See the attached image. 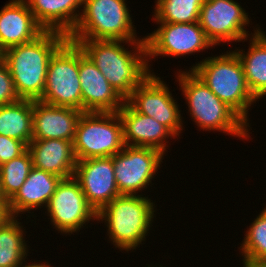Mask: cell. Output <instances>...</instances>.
Listing matches in <instances>:
<instances>
[{"instance_id":"cell-11","label":"cell","mask_w":266,"mask_h":267,"mask_svg":"<svg viewBox=\"0 0 266 267\" xmlns=\"http://www.w3.org/2000/svg\"><path fill=\"white\" fill-rule=\"evenodd\" d=\"M164 156L166 155L160 150L151 147L127 145L119 153L111 156L119 193L121 195H146L142 191L149 187L152 189L154 185L152 181L164 162L162 161Z\"/></svg>"},{"instance_id":"cell-3","label":"cell","mask_w":266,"mask_h":267,"mask_svg":"<svg viewBox=\"0 0 266 267\" xmlns=\"http://www.w3.org/2000/svg\"><path fill=\"white\" fill-rule=\"evenodd\" d=\"M176 81L188 106L191 121L201 131L225 133L248 141L249 126L231 107L220 100L191 70L177 71ZM250 127V128H249ZM248 138V139H247Z\"/></svg>"},{"instance_id":"cell-34","label":"cell","mask_w":266,"mask_h":267,"mask_svg":"<svg viewBox=\"0 0 266 267\" xmlns=\"http://www.w3.org/2000/svg\"><path fill=\"white\" fill-rule=\"evenodd\" d=\"M0 200H5L1 194V191H0Z\"/></svg>"},{"instance_id":"cell-29","label":"cell","mask_w":266,"mask_h":267,"mask_svg":"<svg viewBox=\"0 0 266 267\" xmlns=\"http://www.w3.org/2000/svg\"><path fill=\"white\" fill-rule=\"evenodd\" d=\"M28 146L14 138L0 135V166L22 155Z\"/></svg>"},{"instance_id":"cell-9","label":"cell","mask_w":266,"mask_h":267,"mask_svg":"<svg viewBox=\"0 0 266 267\" xmlns=\"http://www.w3.org/2000/svg\"><path fill=\"white\" fill-rule=\"evenodd\" d=\"M248 14L235 0H205L198 23L215 47L220 44L225 45L226 42L244 43L247 42L248 37L255 35L261 29L258 24H255L257 28L254 27L252 30L254 32L249 34L250 31L245 28L249 27L250 22L252 25Z\"/></svg>"},{"instance_id":"cell-33","label":"cell","mask_w":266,"mask_h":267,"mask_svg":"<svg viewBox=\"0 0 266 267\" xmlns=\"http://www.w3.org/2000/svg\"><path fill=\"white\" fill-rule=\"evenodd\" d=\"M4 49L0 46V63L4 61Z\"/></svg>"},{"instance_id":"cell-21","label":"cell","mask_w":266,"mask_h":267,"mask_svg":"<svg viewBox=\"0 0 266 267\" xmlns=\"http://www.w3.org/2000/svg\"><path fill=\"white\" fill-rule=\"evenodd\" d=\"M45 31L69 35L82 11L83 0H24Z\"/></svg>"},{"instance_id":"cell-8","label":"cell","mask_w":266,"mask_h":267,"mask_svg":"<svg viewBox=\"0 0 266 267\" xmlns=\"http://www.w3.org/2000/svg\"><path fill=\"white\" fill-rule=\"evenodd\" d=\"M40 101L82 111L78 44L67 40L51 57Z\"/></svg>"},{"instance_id":"cell-2","label":"cell","mask_w":266,"mask_h":267,"mask_svg":"<svg viewBox=\"0 0 266 267\" xmlns=\"http://www.w3.org/2000/svg\"><path fill=\"white\" fill-rule=\"evenodd\" d=\"M67 40L68 36L63 33L44 31L33 41L4 51V62L20 99L42 98L49 61Z\"/></svg>"},{"instance_id":"cell-10","label":"cell","mask_w":266,"mask_h":267,"mask_svg":"<svg viewBox=\"0 0 266 267\" xmlns=\"http://www.w3.org/2000/svg\"><path fill=\"white\" fill-rule=\"evenodd\" d=\"M45 215L57 234L61 232L60 235L67 236L79 233L86 225L88 228L91 221L98 222L97 212L86 200L74 177L60 181L45 208Z\"/></svg>"},{"instance_id":"cell-25","label":"cell","mask_w":266,"mask_h":267,"mask_svg":"<svg viewBox=\"0 0 266 267\" xmlns=\"http://www.w3.org/2000/svg\"><path fill=\"white\" fill-rule=\"evenodd\" d=\"M205 0H155L153 22L193 23L198 22Z\"/></svg>"},{"instance_id":"cell-32","label":"cell","mask_w":266,"mask_h":267,"mask_svg":"<svg viewBox=\"0 0 266 267\" xmlns=\"http://www.w3.org/2000/svg\"><path fill=\"white\" fill-rule=\"evenodd\" d=\"M242 267H266V262H258L251 260H242Z\"/></svg>"},{"instance_id":"cell-6","label":"cell","mask_w":266,"mask_h":267,"mask_svg":"<svg viewBox=\"0 0 266 267\" xmlns=\"http://www.w3.org/2000/svg\"><path fill=\"white\" fill-rule=\"evenodd\" d=\"M130 12L126 0H83L80 18L68 39L145 40L137 36Z\"/></svg>"},{"instance_id":"cell-31","label":"cell","mask_w":266,"mask_h":267,"mask_svg":"<svg viewBox=\"0 0 266 267\" xmlns=\"http://www.w3.org/2000/svg\"><path fill=\"white\" fill-rule=\"evenodd\" d=\"M26 259H29V258H25L17 267H54L51 264H49L48 261L47 262L44 261V263L43 262L38 263L37 260L36 261L34 260V262L32 263H28Z\"/></svg>"},{"instance_id":"cell-28","label":"cell","mask_w":266,"mask_h":267,"mask_svg":"<svg viewBox=\"0 0 266 267\" xmlns=\"http://www.w3.org/2000/svg\"><path fill=\"white\" fill-rule=\"evenodd\" d=\"M19 99L8 66L3 61L0 63V105L14 103Z\"/></svg>"},{"instance_id":"cell-22","label":"cell","mask_w":266,"mask_h":267,"mask_svg":"<svg viewBox=\"0 0 266 267\" xmlns=\"http://www.w3.org/2000/svg\"><path fill=\"white\" fill-rule=\"evenodd\" d=\"M247 49L234 48L240 59L247 86L253 96L260 101L266 96V32L262 28L247 38Z\"/></svg>"},{"instance_id":"cell-19","label":"cell","mask_w":266,"mask_h":267,"mask_svg":"<svg viewBox=\"0 0 266 267\" xmlns=\"http://www.w3.org/2000/svg\"><path fill=\"white\" fill-rule=\"evenodd\" d=\"M61 180V177L33 167L24 184L8 201L11 216L20 217L22 221L20 214L33 216L35 210L45 209Z\"/></svg>"},{"instance_id":"cell-27","label":"cell","mask_w":266,"mask_h":267,"mask_svg":"<svg viewBox=\"0 0 266 267\" xmlns=\"http://www.w3.org/2000/svg\"><path fill=\"white\" fill-rule=\"evenodd\" d=\"M260 212L244 231L238 247L242 260L266 262V205Z\"/></svg>"},{"instance_id":"cell-12","label":"cell","mask_w":266,"mask_h":267,"mask_svg":"<svg viewBox=\"0 0 266 267\" xmlns=\"http://www.w3.org/2000/svg\"><path fill=\"white\" fill-rule=\"evenodd\" d=\"M154 23L159 25L158 28L144 36L148 63L158 56L162 58L174 56L177 59L179 56L195 55L215 47L198 22Z\"/></svg>"},{"instance_id":"cell-7","label":"cell","mask_w":266,"mask_h":267,"mask_svg":"<svg viewBox=\"0 0 266 267\" xmlns=\"http://www.w3.org/2000/svg\"><path fill=\"white\" fill-rule=\"evenodd\" d=\"M124 146L123 125L118 112L82 113L73 140L77 161L111 157Z\"/></svg>"},{"instance_id":"cell-20","label":"cell","mask_w":266,"mask_h":267,"mask_svg":"<svg viewBox=\"0 0 266 267\" xmlns=\"http://www.w3.org/2000/svg\"><path fill=\"white\" fill-rule=\"evenodd\" d=\"M33 167L62 179L74 177L77 160L73 141L63 139L31 140L28 145Z\"/></svg>"},{"instance_id":"cell-4","label":"cell","mask_w":266,"mask_h":267,"mask_svg":"<svg viewBox=\"0 0 266 267\" xmlns=\"http://www.w3.org/2000/svg\"><path fill=\"white\" fill-rule=\"evenodd\" d=\"M148 196L120 195L97 213V221L107 228V239L119 251L134 252L145 244L158 210Z\"/></svg>"},{"instance_id":"cell-17","label":"cell","mask_w":266,"mask_h":267,"mask_svg":"<svg viewBox=\"0 0 266 267\" xmlns=\"http://www.w3.org/2000/svg\"><path fill=\"white\" fill-rule=\"evenodd\" d=\"M82 111L33 101L32 140L63 139L73 141Z\"/></svg>"},{"instance_id":"cell-23","label":"cell","mask_w":266,"mask_h":267,"mask_svg":"<svg viewBox=\"0 0 266 267\" xmlns=\"http://www.w3.org/2000/svg\"><path fill=\"white\" fill-rule=\"evenodd\" d=\"M33 133V100L19 99L0 105V135L24 142L27 146Z\"/></svg>"},{"instance_id":"cell-14","label":"cell","mask_w":266,"mask_h":267,"mask_svg":"<svg viewBox=\"0 0 266 267\" xmlns=\"http://www.w3.org/2000/svg\"><path fill=\"white\" fill-rule=\"evenodd\" d=\"M74 178L79 182L86 200L97 213L121 195L115 180L112 157L77 161Z\"/></svg>"},{"instance_id":"cell-1","label":"cell","mask_w":266,"mask_h":267,"mask_svg":"<svg viewBox=\"0 0 266 267\" xmlns=\"http://www.w3.org/2000/svg\"><path fill=\"white\" fill-rule=\"evenodd\" d=\"M68 40L79 45L124 100L151 72L154 74L148 63L145 40Z\"/></svg>"},{"instance_id":"cell-5","label":"cell","mask_w":266,"mask_h":267,"mask_svg":"<svg viewBox=\"0 0 266 267\" xmlns=\"http://www.w3.org/2000/svg\"><path fill=\"white\" fill-rule=\"evenodd\" d=\"M191 70L249 126V109L258 100L250 92L240 59L233 50L205 57L191 65Z\"/></svg>"},{"instance_id":"cell-15","label":"cell","mask_w":266,"mask_h":267,"mask_svg":"<svg viewBox=\"0 0 266 267\" xmlns=\"http://www.w3.org/2000/svg\"><path fill=\"white\" fill-rule=\"evenodd\" d=\"M82 112H118L125 100L79 47Z\"/></svg>"},{"instance_id":"cell-30","label":"cell","mask_w":266,"mask_h":267,"mask_svg":"<svg viewBox=\"0 0 266 267\" xmlns=\"http://www.w3.org/2000/svg\"><path fill=\"white\" fill-rule=\"evenodd\" d=\"M12 216L9 211L8 201L0 200V225L4 224Z\"/></svg>"},{"instance_id":"cell-18","label":"cell","mask_w":266,"mask_h":267,"mask_svg":"<svg viewBox=\"0 0 266 267\" xmlns=\"http://www.w3.org/2000/svg\"><path fill=\"white\" fill-rule=\"evenodd\" d=\"M44 31L24 0H9L0 10V46L4 50L31 42Z\"/></svg>"},{"instance_id":"cell-26","label":"cell","mask_w":266,"mask_h":267,"mask_svg":"<svg viewBox=\"0 0 266 267\" xmlns=\"http://www.w3.org/2000/svg\"><path fill=\"white\" fill-rule=\"evenodd\" d=\"M33 168L30 151L0 166V191L3 198L9 201L21 188Z\"/></svg>"},{"instance_id":"cell-13","label":"cell","mask_w":266,"mask_h":267,"mask_svg":"<svg viewBox=\"0 0 266 267\" xmlns=\"http://www.w3.org/2000/svg\"><path fill=\"white\" fill-rule=\"evenodd\" d=\"M168 86L158 75L151 73L125 101L138 113L150 116L166 126L178 140L183 135L185 120L177 98Z\"/></svg>"},{"instance_id":"cell-24","label":"cell","mask_w":266,"mask_h":267,"mask_svg":"<svg viewBox=\"0 0 266 267\" xmlns=\"http://www.w3.org/2000/svg\"><path fill=\"white\" fill-rule=\"evenodd\" d=\"M19 217L12 216L0 225V267H17L29 256L27 233Z\"/></svg>"},{"instance_id":"cell-16","label":"cell","mask_w":266,"mask_h":267,"mask_svg":"<svg viewBox=\"0 0 266 267\" xmlns=\"http://www.w3.org/2000/svg\"><path fill=\"white\" fill-rule=\"evenodd\" d=\"M118 114L123 125V141L127 146L151 147L166 155L167 143L177 138L166 126L150 116L138 113L126 101Z\"/></svg>"}]
</instances>
